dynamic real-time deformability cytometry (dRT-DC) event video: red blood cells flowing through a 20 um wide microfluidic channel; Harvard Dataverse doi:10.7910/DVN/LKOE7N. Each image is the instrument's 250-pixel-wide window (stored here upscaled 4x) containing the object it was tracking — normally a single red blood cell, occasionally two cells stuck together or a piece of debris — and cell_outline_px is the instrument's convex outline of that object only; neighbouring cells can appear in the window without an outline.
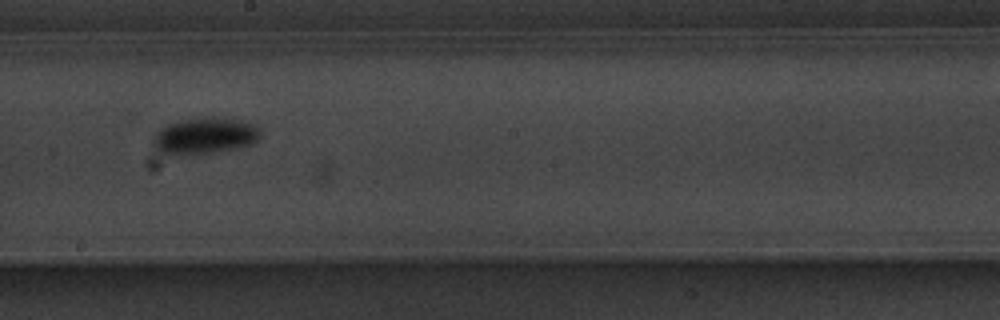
{"species": "common noctule bat (a hibernating species)", "species_latin": "Nyctalus noctula", "temperature_condition": "warm", "stored_images_in_passage": 12, "camera_frame_rate_fps": 3000, "um_per_image_px": 0.085, "animal": {"sex": "male", "body_mass_g": 20.1, "forearm_length_mm": 53.5}, "frame": {"image": 1, "passage_image": 7, "time_ms": 8.0, "image_size_px": [1000, 320], "cell_outline_px": [[260, 136], [252, 144], [236, 148], [216, 152], [180, 156], [172, 156], [164, 152], [152, 144], [152, 140], [156, 132], [160, 128], [168, 124], [184, 120], [212, 116], [244, 120], [260, 128]], "centroid_in_image_um": [17.41, 11.55], "position_along_channel_um": 230.8, "area_um2": 22.89}}
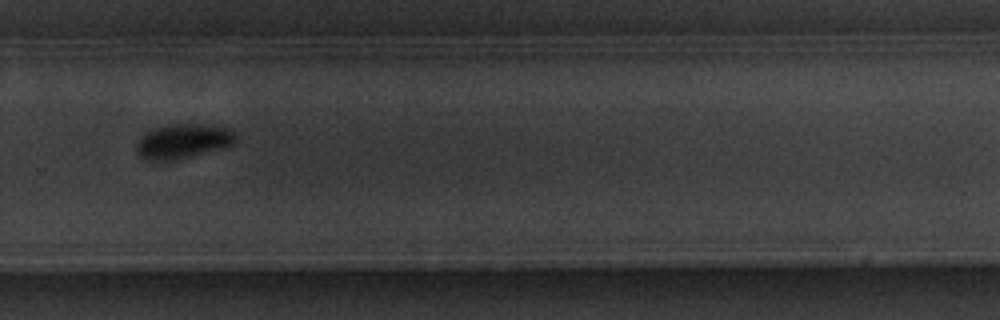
{"frame": {"image": 2, "passage_image": 9, "time_ms": 10.333, "image_size_px": [1000, 320], "cell_outline_px": [[236, 136], [232, 144], [224, 148], [176, 160], [144, 160], [136, 152], [136, 144], [152, 128], [168, 124], [200, 124], [228, 128]], "centroid_in_image_um": [15.53, 12.01], "position_along_channel_um": 314.3, "area_um2": 19.83}}